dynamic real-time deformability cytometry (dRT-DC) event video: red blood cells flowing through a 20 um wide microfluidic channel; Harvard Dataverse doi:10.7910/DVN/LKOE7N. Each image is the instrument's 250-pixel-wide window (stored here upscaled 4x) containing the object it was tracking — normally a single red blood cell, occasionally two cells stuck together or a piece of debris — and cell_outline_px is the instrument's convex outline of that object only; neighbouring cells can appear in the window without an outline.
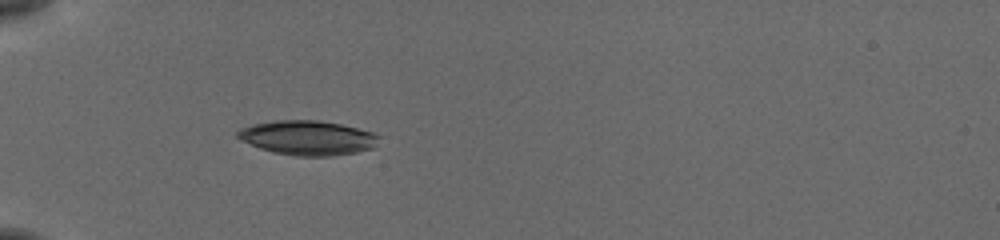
{"species": "common noctule bat (a hibernating species)", "species_latin": "Nyctalus noctula", "temperature_condition": "cold", "stored_images_in_passage": 42, "camera_frame_rate_fps": 3000, "um_per_image_px": 0.085, "animal": {"sex": "female", "body_mass_g": 19.5, "forearm_length_mm": 54.1}, "frame": {"image": 1, "passage_image": 6, "time_ms": 1.667, "image_size_px": [1000, 240], "cell_outline_px": [[380, 136], [372, 148], [356, 152], [332, 156], [296, 156], [272, 152], [260, 148], [240, 140], [236, 136], [236, 132], [240, 128], [252, 124], [276, 120], [320, 120], [340, 124], [372, 132]], "centroid_in_image_um": [26.11, 11.71], "position_along_channel_um": 58.9, "area_um2": 28.38}}
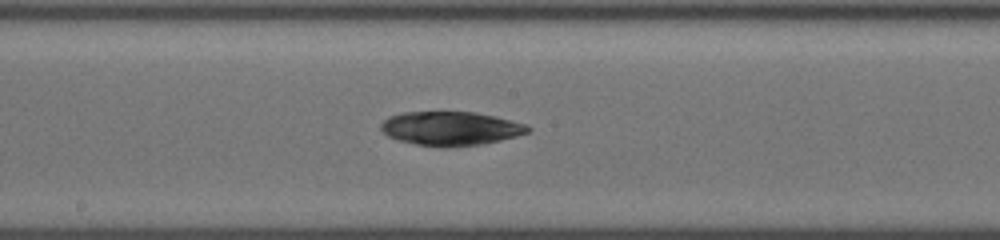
{"frame": {"image": 2, "passage_image": 19, "time_ms": 6.0, "image_size_px": [1000, 240], "cell_outline_px": [[532, 128], [528, 132], [516, 136], [500, 140], [480, 144], [444, 148], [416, 144], [396, 140], [388, 136], [380, 128], [380, 124], [388, 116], [400, 112], [476, 112], [496, 116], [528, 124]], "centroid_in_image_um": [38.3, 10.91], "position_along_channel_um": 209.9, "area_um2": 29.3}}
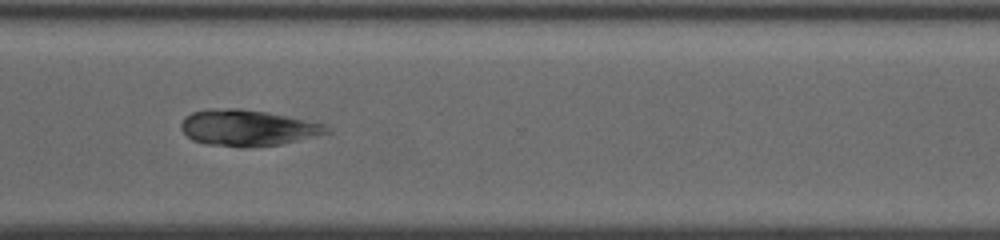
{"frame": {"image": 3, "passage_image": 30, "time_ms": 9.667, "image_size_px": [1000, 240], "cell_outline_px": [[332, 132], [316, 136], [280, 144], [244, 148], [240, 148], [208, 144], [192, 140], [180, 128], [180, 124], [184, 116], [192, 112], [208, 108], [240, 108], [268, 112], [324, 124]], "centroid_in_image_um": [21.0, 10.86], "position_along_channel_um": 349.6, "area_um2": 30.81}, "authors_computed_cell_mechanics": {"area_um2": 29.9404, "velocity_mm_per_s": 3.8167, "shape_relaxation_time_tau1_ms": 3.7727, "shape_relaxation_time_tau2_ms": null, "deformation_change_tau1": 0.0735, "deformation_change_tau2": null}}